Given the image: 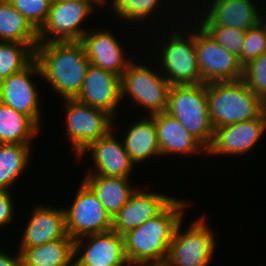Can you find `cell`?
<instances>
[{"label":"cell","instance_id":"6da1fadb","mask_svg":"<svg viewBox=\"0 0 266 266\" xmlns=\"http://www.w3.org/2000/svg\"><path fill=\"white\" fill-rule=\"evenodd\" d=\"M42 79L63 99H75L80 93L90 65L80 41L39 42L35 49Z\"/></svg>","mask_w":266,"mask_h":266},{"label":"cell","instance_id":"7a4b0ae2","mask_svg":"<svg viewBox=\"0 0 266 266\" xmlns=\"http://www.w3.org/2000/svg\"><path fill=\"white\" fill-rule=\"evenodd\" d=\"M187 203L176 198L159 215L124 233L126 258L138 266L164 261Z\"/></svg>","mask_w":266,"mask_h":266},{"label":"cell","instance_id":"3957f363","mask_svg":"<svg viewBox=\"0 0 266 266\" xmlns=\"http://www.w3.org/2000/svg\"><path fill=\"white\" fill-rule=\"evenodd\" d=\"M208 112L216 128L248 121L265 112V103L242 79L206 84Z\"/></svg>","mask_w":266,"mask_h":266},{"label":"cell","instance_id":"277c9868","mask_svg":"<svg viewBox=\"0 0 266 266\" xmlns=\"http://www.w3.org/2000/svg\"><path fill=\"white\" fill-rule=\"evenodd\" d=\"M206 149L213 141L214 127L208 112L206 84L172 85L166 111Z\"/></svg>","mask_w":266,"mask_h":266},{"label":"cell","instance_id":"5b68a950","mask_svg":"<svg viewBox=\"0 0 266 266\" xmlns=\"http://www.w3.org/2000/svg\"><path fill=\"white\" fill-rule=\"evenodd\" d=\"M185 30L176 32L174 29L167 37L168 42L162 41L160 45V72H164L162 74L171 85L204 83L197 64L195 31L188 33L189 29Z\"/></svg>","mask_w":266,"mask_h":266},{"label":"cell","instance_id":"8992f818","mask_svg":"<svg viewBox=\"0 0 266 266\" xmlns=\"http://www.w3.org/2000/svg\"><path fill=\"white\" fill-rule=\"evenodd\" d=\"M155 72L132 61L121 77V100L128 95L135 105L147 109L146 116L166 111L172 86L162 73Z\"/></svg>","mask_w":266,"mask_h":266},{"label":"cell","instance_id":"52a82bcc","mask_svg":"<svg viewBox=\"0 0 266 266\" xmlns=\"http://www.w3.org/2000/svg\"><path fill=\"white\" fill-rule=\"evenodd\" d=\"M182 222L174 232L165 260L172 266H208L217 246L211 226L204 215L185 231L181 230Z\"/></svg>","mask_w":266,"mask_h":266},{"label":"cell","instance_id":"ba28073f","mask_svg":"<svg viewBox=\"0 0 266 266\" xmlns=\"http://www.w3.org/2000/svg\"><path fill=\"white\" fill-rule=\"evenodd\" d=\"M64 100L67 136L77 156L89 144L105 136L113 128L114 118L106 111L76 99Z\"/></svg>","mask_w":266,"mask_h":266},{"label":"cell","instance_id":"9c48e42d","mask_svg":"<svg viewBox=\"0 0 266 266\" xmlns=\"http://www.w3.org/2000/svg\"><path fill=\"white\" fill-rule=\"evenodd\" d=\"M196 25L197 64L202 81L208 84L242 79L243 66L238 57L217 43L200 24Z\"/></svg>","mask_w":266,"mask_h":266},{"label":"cell","instance_id":"30bf717a","mask_svg":"<svg viewBox=\"0 0 266 266\" xmlns=\"http://www.w3.org/2000/svg\"><path fill=\"white\" fill-rule=\"evenodd\" d=\"M95 7L89 0L51 2L47 20L38 31L39 42L80 41L87 32L80 25Z\"/></svg>","mask_w":266,"mask_h":266},{"label":"cell","instance_id":"8fae6325","mask_svg":"<svg viewBox=\"0 0 266 266\" xmlns=\"http://www.w3.org/2000/svg\"><path fill=\"white\" fill-rule=\"evenodd\" d=\"M70 208H65L68 235L80 237L112 230V218L91 188L82 180Z\"/></svg>","mask_w":266,"mask_h":266},{"label":"cell","instance_id":"7c38bea8","mask_svg":"<svg viewBox=\"0 0 266 266\" xmlns=\"http://www.w3.org/2000/svg\"><path fill=\"white\" fill-rule=\"evenodd\" d=\"M33 75L42 77L36 60L22 71L0 81V102L28 116L40 128L39 94L36 83L31 80Z\"/></svg>","mask_w":266,"mask_h":266},{"label":"cell","instance_id":"4fadbf2b","mask_svg":"<svg viewBox=\"0 0 266 266\" xmlns=\"http://www.w3.org/2000/svg\"><path fill=\"white\" fill-rule=\"evenodd\" d=\"M126 259L123 235L114 230L74 240V266H115Z\"/></svg>","mask_w":266,"mask_h":266},{"label":"cell","instance_id":"5bb4252c","mask_svg":"<svg viewBox=\"0 0 266 266\" xmlns=\"http://www.w3.org/2000/svg\"><path fill=\"white\" fill-rule=\"evenodd\" d=\"M266 130V113L260 117L225 125L214 130L208 155H236L251 151Z\"/></svg>","mask_w":266,"mask_h":266},{"label":"cell","instance_id":"9a60e30c","mask_svg":"<svg viewBox=\"0 0 266 266\" xmlns=\"http://www.w3.org/2000/svg\"><path fill=\"white\" fill-rule=\"evenodd\" d=\"M77 101L101 109L113 118L121 100V77L89 65Z\"/></svg>","mask_w":266,"mask_h":266},{"label":"cell","instance_id":"2e32d148","mask_svg":"<svg viewBox=\"0 0 266 266\" xmlns=\"http://www.w3.org/2000/svg\"><path fill=\"white\" fill-rule=\"evenodd\" d=\"M114 129L105 136L89 144L77 157H83L88 151L92 154L95 169L87 174L106 177L129 178L135 164L126 152L123 140L116 139Z\"/></svg>","mask_w":266,"mask_h":266},{"label":"cell","instance_id":"e0dca14e","mask_svg":"<svg viewBox=\"0 0 266 266\" xmlns=\"http://www.w3.org/2000/svg\"><path fill=\"white\" fill-rule=\"evenodd\" d=\"M136 190L112 218V230L120 235L139 227L159 215L175 198L159 193Z\"/></svg>","mask_w":266,"mask_h":266},{"label":"cell","instance_id":"ac0fdd59","mask_svg":"<svg viewBox=\"0 0 266 266\" xmlns=\"http://www.w3.org/2000/svg\"><path fill=\"white\" fill-rule=\"evenodd\" d=\"M86 56L91 65L110 71L120 77L132 62L130 56L123 55L120 41L110 31L102 29L88 31L82 36Z\"/></svg>","mask_w":266,"mask_h":266},{"label":"cell","instance_id":"d6986e66","mask_svg":"<svg viewBox=\"0 0 266 266\" xmlns=\"http://www.w3.org/2000/svg\"><path fill=\"white\" fill-rule=\"evenodd\" d=\"M207 3L205 15H199L204 18H196L201 26L231 27L247 31L260 23L261 12L252 0H209Z\"/></svg>","mask_w":266,"mask_h":266},{"label":"cell","instance_id":"ffe728a7","mask_svg":"<svg viewBox=\"0 0 266 266\" xmlns=\"http://www.w3.org/2000/svg\"><path fill=\"white\" fill-rule=\"evenodd\" d=\"M21 238L20 249L43 245L68 236L65 210L48 205L34 207Z\"/></svg>","mask_w":266,"mask_h":266},{"label":"cell","instance_id":"44dd1931","mask_svg":"<svg viewBox=\"0 0 266 266\" xmlns=\"http://www.w3.org/2000/svg\"><path fill=\"white\" fill-rule=\"evenodd\" d=\"M152 117L157 129L161 156L196 153L198 155L201 151L207 153V149L167 112L154 114Z\"/></svg>","mask_w":266,"mask_h":266},{"label":"cell","instance_id":"7402d4cb","mask_svg":"<svg viewBox=\"0 0 266 266\" xmlns=\"http://www.w3.org/2000/svg\"><path fill=\"white\" fill-rule=\"evenodd\" d=\"M124 134V147L134 164L137 165L150 156H161L157 129L152 116L144 115L142 119L132 123Z\"/></svg>","mask_w":266,"mask_h":266},{"label":"cell","instance_id":"603a6c76","mask_svg":"<svg viewBox=\"0 0 266 266\" xmlns=\"http://www.w3.org/2000/svg\"><path fill=\"white\" fill-rule=\"evenodd\" d=\"M83 181L95 193L111 218L119 212L136 190L128 178L86 174Z\"/></svg>","mask_w":266,"mask_h":266},{"label":"cell","instance_id":"cb8c5ba5","mask_svg":"<svg viewBox=\"0 0 266 266\" xmlns=\"http://www.w3.org/2000/svg\"><path fill=\"white\" fill-rule=\"evenodd\" d=\"M20 255L22 266H74V240L68 235L24 248Z\"/></svg>","mask_w":266,"mask_h":266},{"label":"cell","instance_id":"d4e9b609","mask_svg":"<svg viewBox=\"0 0 266 266\" xmlns=\"http://www.w3.org/2000/svg\"><path fill=\"white\" fill-rule=\"evenodd\" d=\"M0 41L28 44L34 50L39 44L38 31L8 0H0Z\"/></svg>","mask_w":266,"mask_h":266},{"label":"cell","instance_id":"484cf974","mask_svg":"<svg viewBox=\"0 0 266 266\" xmlns=\"http://www.w3.org/2000/svg\"><path fill=\"white\" fill-rule=\"evenodd\" d=\"M40 129L28 116L0 102V144H31Z\"/></svg>","mask_w":266,"mask_h":266},{"label":"cell","instance_id":"4316f807","mask_svg":"<svg viewBox=\"0 0 266 266\" xmlns=\"http://www.w3.org/2000/svg\"><path fill=\"white\" fill-rule=\"evenodd\" d=\"M31 145L0 144V190H10L26 170L31 160Z\"/></svg>","mask_w":266,"mask_h":266},{"label":"cell","instance_id":"83f0119b","mask_svg":"<svg viewBox=\"0 0 266 266\" xmlns=\"http://www.w3.org/2000/svg\"><path fill=\"white\" fill-rule=\"evenodd\" d=\"M35 60V50L28 44L0 41V81L18 73Z\"/></svg>","mask_w":266,"mask_h":266},{"label":"cell","instance_id":"f1b7e54d","mask_svg":"<svg viewBox=\"0 0 266 266\" xmlns=\"http://www.w3.org/2000/svg\"><path fill=\"white\" fill-rule=\"evenodd\" d=\"M113 11L118 18L138 22L145 21L158 7L161 0H110Z\"/></svg>","mask_w":266,"mask_h":266},{"label":"cell","instance_id":"f546056e","mask_svg":"<svg viewBox=\"0 0 266 266\" xmlns=\"http://www.w3.org/2000/svg\"><path fill=\"white\" fill-rule=\"evenodd\" d=\"M242 80L256 96L266 102V53L243 66Z\"/></svg>","mask_w":266,"mask_h":266},{"label":"cell","instance_id":"4dcf8cb0","mask_svg":"<svg viewBox=\"0 0 266 266\" xmlns=\"http://www.w3.org/2000/svg\"><path fill=\"white\" fill-rule=\"evenodd\" d=\"M210 36L236 57L241 56L247 31L239 28L221 26H202Z\"/></svg>","mask_w":266,"mask_h":266},{"label":"cell","instance_id":"1f68e13d","mask_svg":"<svg viewBox=\"0 0 266 266\" xmlns=\"http://www.w3.org/2000/svg\"><path fill=\"white\" fill-rule=\"evenodd\" d=\"M39 31L47 20L51 0H8Z\"/></svg>","mask_w":266,"mask_h":266},{"label":"cell","instance_id":"d6a6232c","mask_svg":"<svg viewBox=\"0 0 266 266\" xmlns=\"http://www.w3.org/2000/svg\"><path fill=\"white\" fill-rule=\"evenodd\" d=\"M266 53V31L261 23L247 30L241 56L238 58L242 66Z\"/></svg>","mask_w":266,"mask_h":266},{"label":"cell","instance_id":"836d02e7","mask_svg":"<svg viewBox=\"0 0 266 266\" xmlns=\"http://www.w3.org/2000/svg\"><path fill=\"white\" fill-rule=\"evenodd\" d=\"M9 190H0V227L4 228L6 224L13 221L14 201Z\"/></svg>","mask_w":266,"mask_h":266},{"label":"cell","instance_id":"e575fe53","mask_svg":"<svg viewBox=\"0 0 266 266\" xmlns=\"http://www.w3.org/2000/svg\"><path fill=\"white\" fill-rule=\"evenodd\" d=\"M18 253L15 257H12L0 250V266H22L21 255L20 252Z\"/></svg>","mask_w":266,"mask_h":266},{"label":"cell","instance_id":"d590c367","mask_svg":"<svg viewBox=\"0 0 266 266\" xmlns=\"http://www.w3.org/2000/svg\"><path fill=\"white\" fill-rule=\"evenodd\" d=\"M146 266H172V265H170L166 260H164V261H159L156 263H151Z\"/></svg>","mask_w":266,"mask_h":266},{"label":"cell","instance_id":"8d00e7d4","mask_svg":"<svg viewBox=\"0 0 266 266\" xmlns=\"http://www.w3.org/2000/svg\"><path fill=\"white\" fill-rule=\"evenodd\" d=\"M93 5H95L97 7V5L104 7L103 5H106V0H89Z\"/></svg>","mask_w":266,"mask_h":266},{"label":"cell","instance_id":"74e56055","mask_svg":"<svg viewBox=\"0 0 266 266\" xmlns=\"http://www.w3.org/2000/svg\"><path fill=\"white\" fill-rule=\"evenodd\" d=\"M115 266H138V265H136L135 263L131 262V261L127 258L124 262H122V263H120V264H118V265H115Z\"/></svg>","mask_w":266,"mask_h":266},{"label":"cell","instance_id":"f35d334b","mask_svg":"<svg viewBox=\"0 0 266 266\" xmlns=\"http://www.w3.org/2000/svg\"><path fill=\"white\" fill-rule=\"evenodd\" d=\"M260 23L262 24V26L265 28V31H266V18L262 19V17L260 18Z\"/></svg>","mask_w":266,"mask_h":266},{"label":"cell","instance_id":"ab89813d","mask_svg":"<svg viewBox=\"0 0 266 266\" xmlns=\"http://www.w3.org/2000/svg\"><path fill=\"white\" fill-rule=\"evenodd\" d=\"M59 1H67V0H51V2H59Z\"/></svg>","mask_w":266,"mask_h":266}]
</instances>
